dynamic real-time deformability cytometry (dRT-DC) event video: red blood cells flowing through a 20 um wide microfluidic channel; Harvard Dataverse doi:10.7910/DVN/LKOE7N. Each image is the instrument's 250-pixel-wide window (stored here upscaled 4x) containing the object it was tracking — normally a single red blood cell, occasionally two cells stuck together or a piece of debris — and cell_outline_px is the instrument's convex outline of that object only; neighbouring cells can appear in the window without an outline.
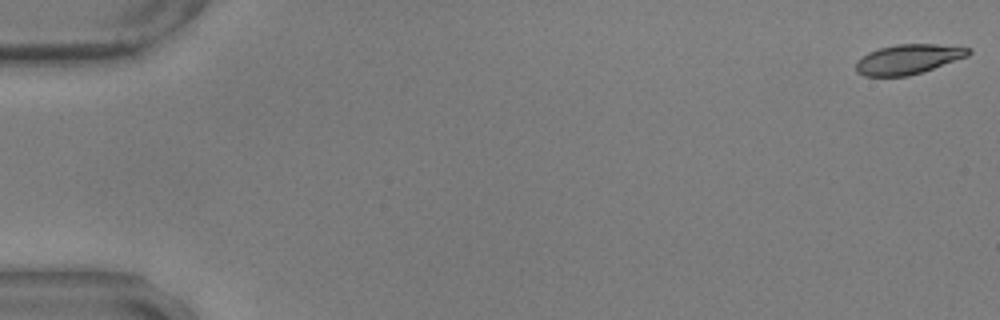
{"species": "common noctule bat (a hibernating species)", "species_latin": "Nyctalus noctula", "temperature_condition": "warm", "stored_images_in_passage": 8, "camera_frame_rate_fps": 3000, "um_per_image_px": 0.085, "animal": {"sex": "male", "body_mass_g": 17.9, "forearm_length_mm": 54.2}, "frame": {"image": 1, "passage_image": 1, "time_ms": 0.0, "image_size_px": [1000, 320], "cell_outline_px": [[972, 52], [968, 56], [908, 76], [864, 76], [856, 72], [856, 60], [868, 52], [880, 48], [896, 44], [936, 44], [972, 48]], "centroid_in_image_um": [77.17, 5.02], "position_along_channel_um": 7.8, "area_um2": 19.42}}